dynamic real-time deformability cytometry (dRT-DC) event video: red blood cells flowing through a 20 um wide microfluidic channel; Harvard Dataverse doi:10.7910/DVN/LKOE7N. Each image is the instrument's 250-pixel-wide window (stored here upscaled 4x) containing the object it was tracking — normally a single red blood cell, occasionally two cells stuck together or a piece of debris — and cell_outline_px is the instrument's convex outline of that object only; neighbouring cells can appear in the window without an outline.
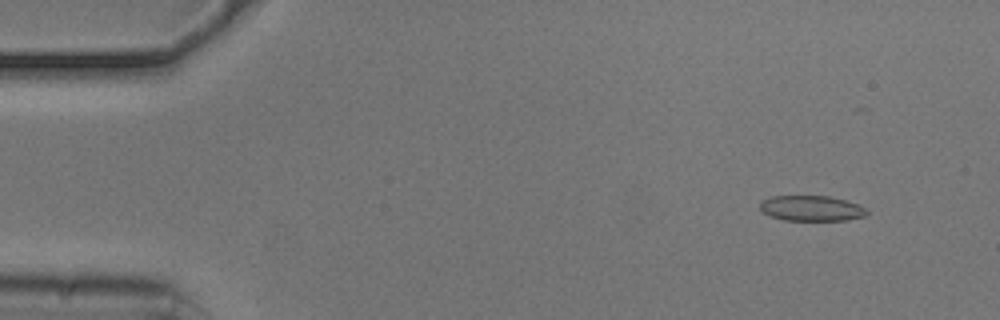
{"species": "common noctule bat (a hibernating species)", "species_latin": "Nyctalus noctula", "temperature_condition": "cold", "stored_images_in_passage": 45, "camera_frame_rate_fps": 3000, "um_per_image_px": 0.085, "animal": {"sex": "male", "body_mass_g": 20.5, "forearm_length_mm": 52.5}, "frame": {"image": 1, "passage_image": 5, "time_ms": 1.333, "image_size_px": [1000, 320], "cell_outline_px": [[868, 216], [844, 220], [784, 220], [772, 216], [764, 212], [760, 208], [760, 200], [772, 196], [828, 196], [844, 200], [856, 204], [864, 208], [868, 212]], "centroid_in_image_um": [68.96, 17.7], "position_along_channel_um": 16.0, "area_um2": 15.66}}
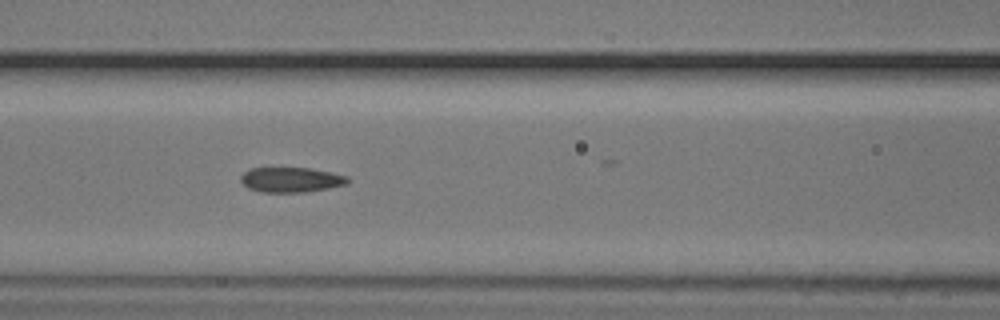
{"frame": {"image": 2, "passage_image": 23, "time_ms": 7.333, "image_size_px": [1000, 320], "cell_outline_px": [[348, 184], [328, 188], [304, 192], [260, 192], [248, 188], [240, 180], [240, 176], [248, 168], [312, 168], [332, 172], [348, 176]], "centroid_in_image_um": [24.73, 15.27], "position_along_channel_um": 141.9, "area_um2": 15.66}}
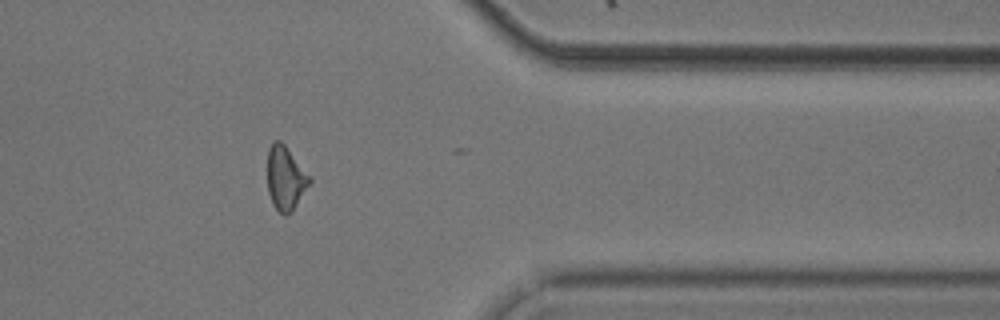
{"frame": {"image": 3, "passage_image": 44, "time_ms": 14.333, "image_size_px": [1000, 320], "cell_outline_px": [[312, 180], [292, 212], [284, 216], [272, 204], [268, 192], [268, 148], [272, 140], [280, 140], [284, 144], [312, 176]], "centroid_in_image_um": [24.28, 15.13], "position_along_channel_um": 387.1, "area_um2": 15.9}, "authors_computed_cell_mechanics": {"area_um2": 16.2418, "velocity_mm_per_s": 3.733, "shape_relaxation_time_tau1_ms": 3.994, "shape_relaxation_time_tau2_ms": 2.0996, "deformation_change_tau1": 0.0921, "deformation_change_tau2": 0.0855}}